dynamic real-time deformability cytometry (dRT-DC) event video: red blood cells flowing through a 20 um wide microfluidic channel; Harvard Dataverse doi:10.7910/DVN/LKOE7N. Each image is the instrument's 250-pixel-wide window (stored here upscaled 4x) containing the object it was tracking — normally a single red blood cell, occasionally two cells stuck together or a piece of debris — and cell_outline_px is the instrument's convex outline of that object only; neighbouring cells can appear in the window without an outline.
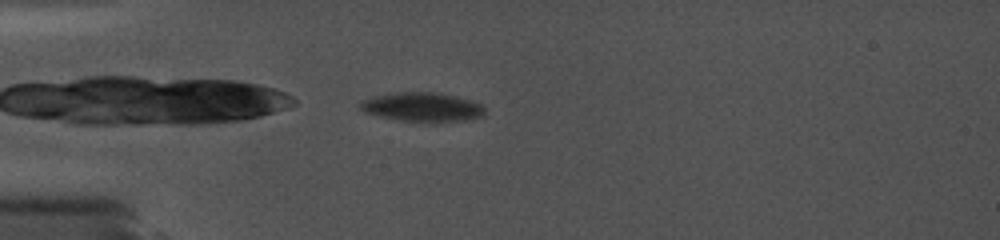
{"species": "common noctule bat (a hibernating species)", "species_latin": "Nyctalus noctula", "temperature_condition": "cold", "stored_images_in_passage": 41, "camera_frame_rate_fps": 5000, "um_per_image_px": 0.085, "animal": {"sex": "female", "body_mass_g": 19.0, "forearm_length_mm": 56.7}, "frame": {"image": 1, "passage_image": 2, "time_ms": 0.2, "image_size_px": [1000, 240], "cell_outline_px": [[484, 116], [464, 120], [432, 124], [400, 120], [380, 116], [364, 112], [360, 108], [360, 100], [376, 96], [396, 92], [436, 92], [456, 96], [472, 100], [480, 104], [484, 108]], "centroid_in_image_um": [35.92, 9.12], "position_along_channel_um": 49.1, "area_um2": 21.5}}
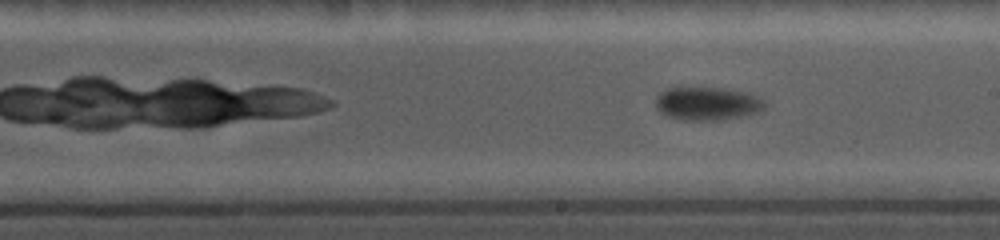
{"frame": {"image": 2, "passage_image": 20, "time_ms": 5.6, "image_size_px": [1000, 240], "cell_outline_px": [[768, 104], [764, 108], [756, 112], [724, 120], [680, 120], [668, 116], [660, 112], [656, 108], [656, 96], [660, 92], [668, 88], [720, 88], [748, 92], [760, 96]], "centroid_in_image_um": [60.14, 8.8], "position_along_channel_um": 228.9, "area_um2": 21.27}}
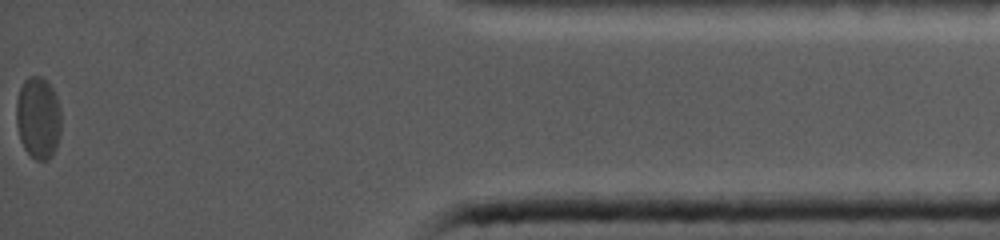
{"frame": {"image": 3, "passage_image": 41, "time_ms": 12.2, "image_size_px": [1000, 240], "cell_outline_px": [[60, 132], [56, 148], [52, 156], [48, 160], [36, 160], [24, 148], [20, 140], [16, 124], [16, 100], [20, 88], [24, 80], [28, 76], [40, 76], [48, 80], [56, 96], [60, 108]], "centroid_in_image_um": [3.24, 10.0], "position_along_channel_um": 432.0, "area_um2": 21.68}}